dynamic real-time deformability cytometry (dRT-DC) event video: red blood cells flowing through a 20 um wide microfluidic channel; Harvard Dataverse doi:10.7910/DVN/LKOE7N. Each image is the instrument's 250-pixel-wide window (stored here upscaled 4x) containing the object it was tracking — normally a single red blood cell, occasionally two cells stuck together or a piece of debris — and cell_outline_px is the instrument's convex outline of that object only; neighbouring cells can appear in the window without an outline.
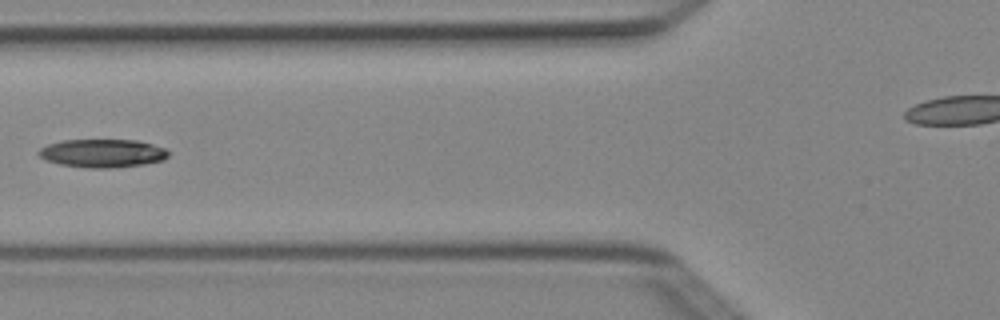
{"species": "Egyptian fruit bat (a non-hibernating species)", "species_latin": "Rousettus aegyptiacus", "temperature_condition": "cold", "stored_images_in_passage": 7, "camera_frame_rate_fps": 3000, "um_per_image_px": 0.085, "animal": {"sex": "female"}, "frame": {"image": 1, "passage_image": 6, "time_ms": 1.667, "image_size_px": [1000, 320], "cell_outline_px": [[168, 156], [164, 160], [144, 164], [112, 168], [88, 168], [60, 164], [44, 160], [36, 152], [40, 148], [48, 144], [60, 140], [136, 140], [152, 144], [164, 148], [168, 152]], "centroid_in_image_um": [8.68, 13.03], "position_along_channel_um": 117.1, "area_um2": 21.44}}
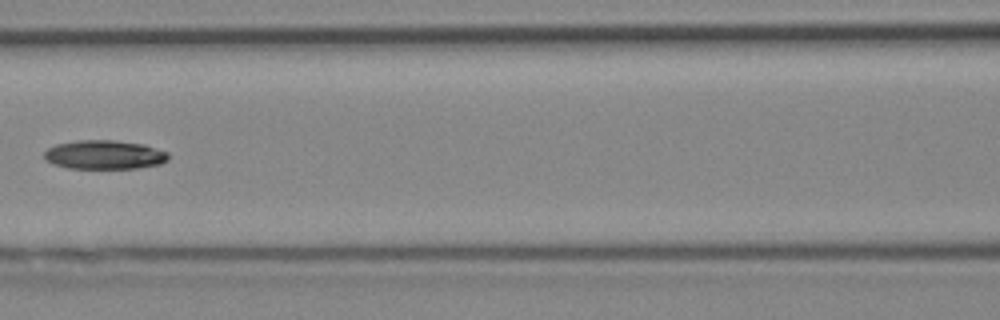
{"frame": {"image": 2, "passage_image": 7, "time_ms": 2.0, "image_size_px": [1000, 320], "cell_outline_px": [[168, 160], [160, 164], [136, 168], [68, 168], [52, 164], [44, 160], [44, 152], [48, 148], [56, 144], [76, 140], [112, 140], [144, 144], [168, 152]], "centroid_in_image_um": [8.85, 13.15], "position_along_channel_um": 157.8, "area_um2": 21.04}}